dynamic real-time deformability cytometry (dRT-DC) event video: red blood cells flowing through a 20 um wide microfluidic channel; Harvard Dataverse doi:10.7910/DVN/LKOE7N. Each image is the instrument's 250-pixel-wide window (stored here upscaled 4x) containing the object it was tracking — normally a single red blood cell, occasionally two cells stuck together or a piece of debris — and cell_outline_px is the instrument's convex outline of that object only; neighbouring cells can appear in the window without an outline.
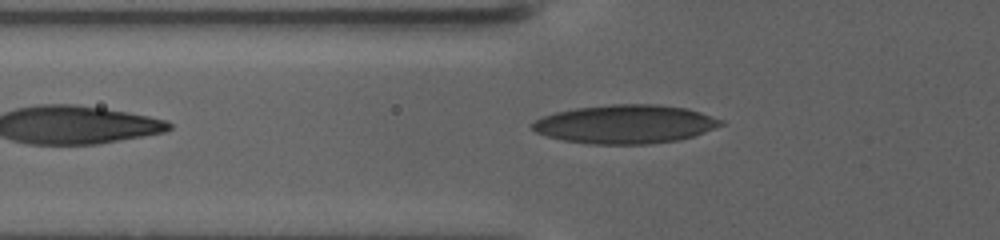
{"species": "human", "species_latin": "Homo sapiens", "temperature_condition": "warm", "stored_images_in_passage": 6, "camera_frame_rate_fps": 3000, "um_per_image_px": 0.085, "donor": {"sex": "female"}, "frame": {"image": 1, "passage_image": 6, "time_ms": 4.667, "image_size_px": [1000, 240], "cell_outline_px": [[724, 124], [704, 132], [680, 140], [648, 144], [592, 144], [564, 140], [548, 136], [536, 132], [532, 128], [532, 124], [540, 116], [556, 112], [576, 108], [612, 104], [656, 104], [688, 108], [724, 120]], "centroid_in_image_um": [53.17, 10.55], "position_along_channel_um": 72.6, "area_um2": 42.43}}